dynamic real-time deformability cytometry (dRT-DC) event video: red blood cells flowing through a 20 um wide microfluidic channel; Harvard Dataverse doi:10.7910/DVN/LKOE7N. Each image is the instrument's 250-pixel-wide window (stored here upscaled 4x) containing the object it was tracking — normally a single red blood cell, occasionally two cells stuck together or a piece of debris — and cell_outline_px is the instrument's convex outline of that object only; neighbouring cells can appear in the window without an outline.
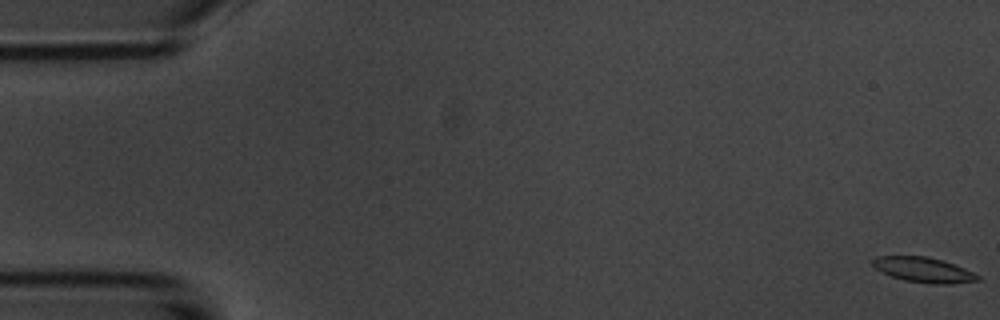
{"species": "common noctule bat (a hibernating species)", "species_latin": "Nyctalus noctula", "temperature_condition": "room temperature", "stored_images_in_passage": 12, "camera_frame_rate_fps": 3000, "um_per_image_px": 0.085, "animal": {"sex": "male", "body_mass_g": 20.1, "forearm_length_mm": 53.5}, "frame": {"image": 1, "passage_image": 1, "time_ms": 0.0, "image_size_px": [1000, 320], "cell_outline_px": [[980, 280], [948, 284], [932, 284], [904, 280], [892, 276], [876, 268], [872, 264], [872, 260], [876, 256], [924, 256], [940, 260], [964, 268], [980, 276]], "centroid_in_image_um": [78.5, 22.94], "position_along_channel_um": 6.5, "area_um2": 15.03}}